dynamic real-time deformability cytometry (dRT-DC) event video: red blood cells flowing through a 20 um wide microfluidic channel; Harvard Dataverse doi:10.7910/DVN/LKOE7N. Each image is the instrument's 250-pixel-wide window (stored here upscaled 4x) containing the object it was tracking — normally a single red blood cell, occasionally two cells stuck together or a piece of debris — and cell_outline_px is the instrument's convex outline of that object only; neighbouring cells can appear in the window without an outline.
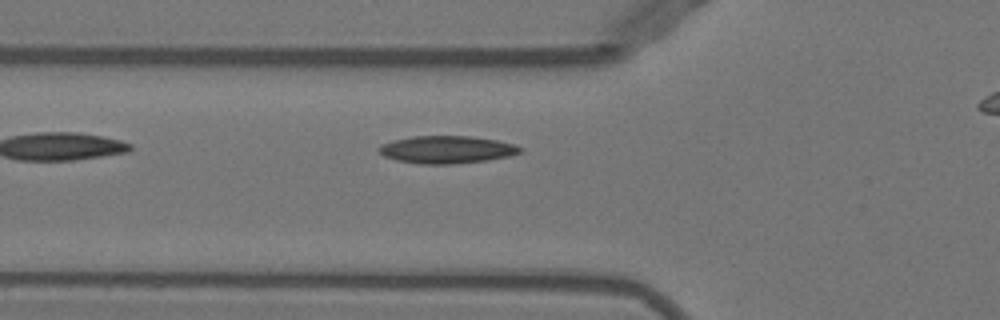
{"species": "Egyptian fruit bat (a non-hibernating species)", "species_latin": "Rousettus aegyptiacus", "temperature_condition": "warm", "stored_images_in_passage": 31, "camera_frame_rate_fps": 3000, "um_per_image_px": 0.085, "animal": {"sex": "female"}, "frame": {"image": 1, "passage_image": 4, "time_ms": 1.0, "image_size_px": [1000, 320], "cell_outline_px": [[524, 148], [520, 152], [508, 156], [484, 160], [452, 164], [420, 164], [396, 160], [384, 156], [376, 148], [380, 144], [412, 136], [468, 136], [496, 140], [516, 144]], "centroid_in_image_um": [37.96, 12.71], "position_along_channel_um": 87.8, "area_um2": 22.54}}
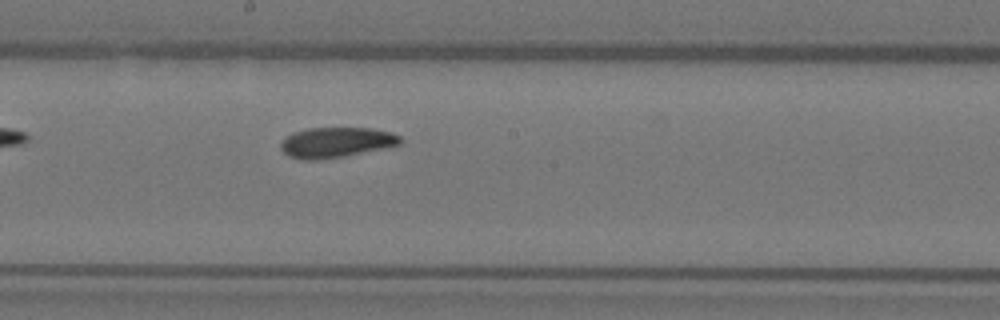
{"frame": {"image": 2, "passage_image": 14, "time_ms": 4.333, "image_size_px": [1000, 320], "cell_outline_px": [[404, 140], [400, 144], [384, 148], [344, 156], [316, 160], [304, 160], [288, 156], [280, 148], [280, 144], [292, 132], [308, 128], [372, 128], [392, 132], [400, 136]], "centroid_in_image_um": [28.59, 12.1], "position_along_channel_um": 219.6, "area_um2": 21.1}}
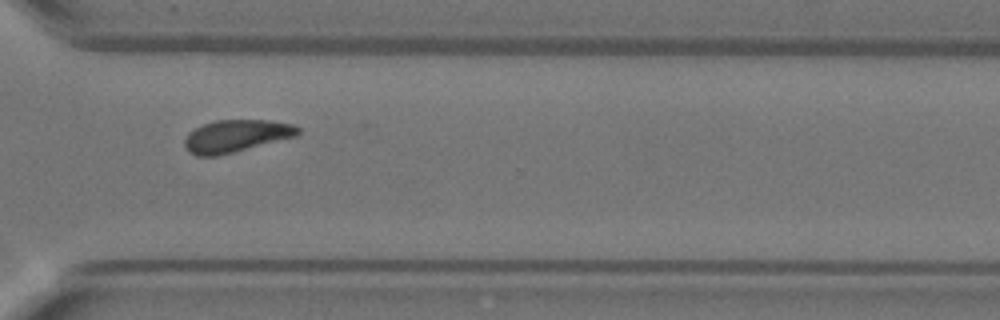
{"frame": {"image": 3, "passage_image": 24, "time_ms": 7.667, "image_size_px": [1000, 320], "cell_outline_px": [[300, 132], [296, 136], [216, 156], [196, 156], [188, 152], [184, 144], [184, 140], [188, 132], [204, 124], [216, 120], [268, 120], [292, 124], [300, 128]], "centroid_in_image_um": [20.04, 11.55], "position_along_channel_um": 350.6, "area_um2": 21.15}, "authors_computed_cell_mechanics": {"area_um2": 21.386, "velocity_mm_per_s": 3.939, "shape_relaxation_time_tau1_ms": 2.6867, "shape_relaxation_time_tau2_ms": 2.6861, "deformation_change_tau1": 0.1417, "deformation_change_tau2": 0.0756}}